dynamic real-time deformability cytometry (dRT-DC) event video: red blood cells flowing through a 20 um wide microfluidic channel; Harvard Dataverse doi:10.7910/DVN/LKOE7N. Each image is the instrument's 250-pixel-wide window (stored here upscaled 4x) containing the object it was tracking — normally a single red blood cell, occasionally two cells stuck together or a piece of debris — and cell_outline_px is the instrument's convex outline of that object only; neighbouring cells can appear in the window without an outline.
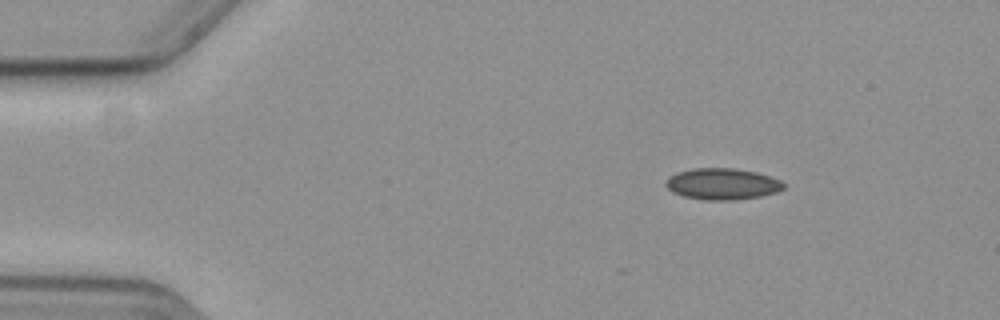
{"species": "common noctule bat (a hibernating species)", "species_latin": "Nyctalus noctula", "temperature_condition": "cold", "stored_images_in_passage": 6, "camera_frame_rate_fps": 3000, "um_per_image_px": 0.085, "animal": {"sex": "female", "body_mass_g": 19.3, "forearm_length_mm": 54.1}, "frame": {"image": 1, "passage_image": 1, "time_ms": 0.0, "image_size_px": [1000, 320], "cell_outline_px": [[784, 188], [776, 192], [760, 196], [732, 200], [704, 200], [684, 196], [672, 192], [664, 184], [668, 176], [676, 172], [692, 168], [736, 168], [756, 172], [780, 180], [784, 184]], "centroid_in_image_um": [61.35, 15.63], "position_along_channel_um": 23.6, "area_um2": 21.56}}